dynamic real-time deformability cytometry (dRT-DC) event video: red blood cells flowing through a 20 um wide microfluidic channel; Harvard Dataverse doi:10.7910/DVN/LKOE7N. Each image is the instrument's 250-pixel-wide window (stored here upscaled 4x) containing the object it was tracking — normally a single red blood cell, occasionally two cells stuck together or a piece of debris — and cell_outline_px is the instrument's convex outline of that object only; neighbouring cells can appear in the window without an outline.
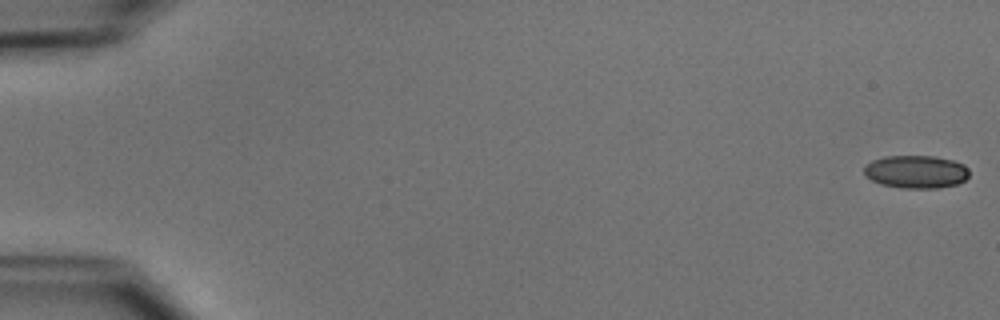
{"species": "common noctule bat (a hibernating species)", "species_latin": "Nyctalus noctula", "temperature_condition": "cold", "stored_images_in_passage": 52, "camera_frame_rate_fps": 3000, "um_per_image_px": 0.085, "animal": {"sex": "male", "body_mass_g": 15.6}, "frame": {"image": 1, "passage_image": 1, "time_ms": 0.0, "image_size_px": [1000, 320], "cell_outline_px": [[968, 176], [964, 180], [956, 184], [936, 188], [900, 188], [880, 184], [864, 176], [864, 168], [872, 160], [884, 156], [936, 156], [952, 160], [964, 164], [968, 168]], "centroid_in_image_um": [77.85, 14.6], "position_along_channel_um": 7.2, "area_um2": 20.23}}
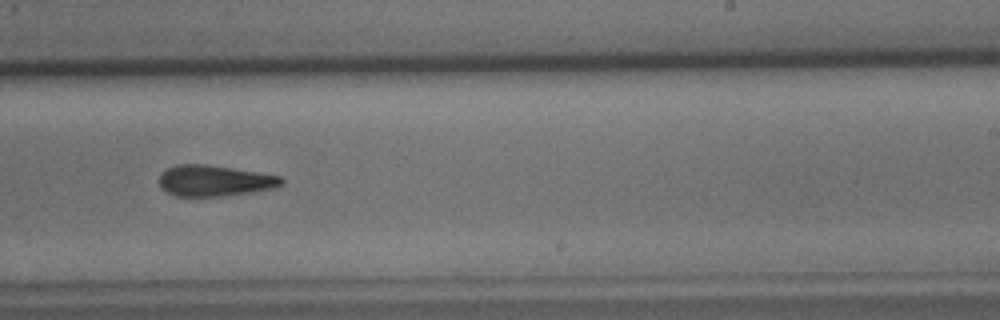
{"frame": {"image": 2, "passage_image": 33, "time_ms": 10.667, "image_size_px": [1000, 320], "cell_outline_px": [[284, 184], [276, 188], [220, 196], [176, 196], [168, 192], [160, 184], [160, 176], [168, 168], [176, 164], [204, 164], [256, 172], [280, 176], [284, 180]], "centroid_in_image_um": [18.26, 15.36], "position_along_channel_um": 270.7, "area_um2": 21.68}}
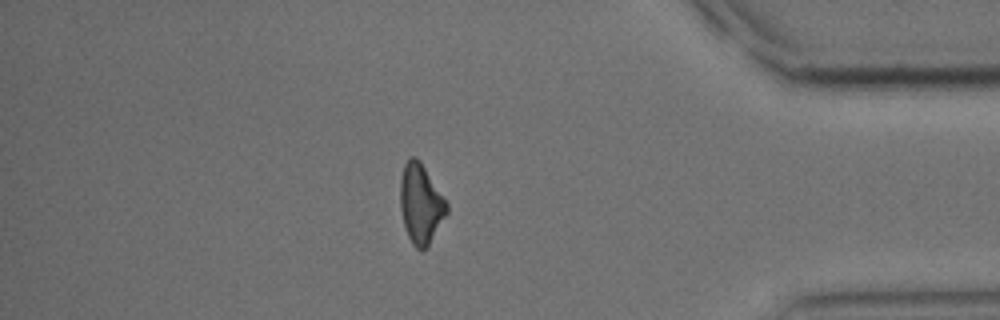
{"frame": {"image": 3, "passage_image": 45, "time_ms": 14.667, "image_size_px": [1000, 320], "cell_outline_px": [[448, 212], [428, 248], [416, 248], [412, 244], [408, 236], [404, 224], [400, 208], [400, 180], [404, 164], [412, 156], [416, 156], [420, 160], [448, 204]], "centroid_in_image_um": [35.76, 17.33], "position_along_channel_um": 399.4, "area_um2": 21.56}, "authors_computed_cell_mechanics": {"area_um2": 21.675, "velocity_mm_per_s": 3.9389, "shape_relaxation_time_tau1_ms": 5.9856, "shape_relaxation_time_tau2_ms": null, "deformation_change_tau1": 0.1761, "deformation_change_tau2": null}}